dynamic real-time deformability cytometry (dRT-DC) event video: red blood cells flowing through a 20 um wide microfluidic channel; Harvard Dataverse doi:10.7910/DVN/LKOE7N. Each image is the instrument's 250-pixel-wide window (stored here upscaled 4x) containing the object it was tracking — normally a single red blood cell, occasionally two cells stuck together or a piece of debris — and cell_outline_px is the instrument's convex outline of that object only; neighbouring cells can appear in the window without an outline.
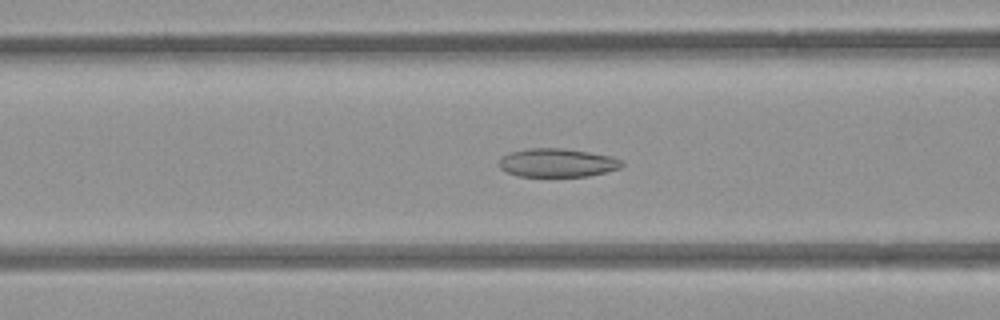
{"species": "common noctule bat (a hibernating species)", "species_latin": "Nyctalus noctula", "temperature_condition": "room temperature", "stored_images_in_passage": 52, "camera_frame_rate_fps": 3000, "um_per_image_px": 0.085, "animal": {"sex": "female", "body_mass_g": 21.9}, "frame": {"image": 1, "passage_image": 20, "time_ms": 6.333, "image_size_px": [1000, 320], "cell_outline_px": [[624, 164], [620, 168], [588, 176], [516, 176], [500, 168], [500, 156], [508, 152], [528, 148], [564, 148], [612, 156], [624, 160]], "centroid_in_image_um": [47.37, 13.82], "position_along_channel_um": 119.2, "area_um2": 20.52}}
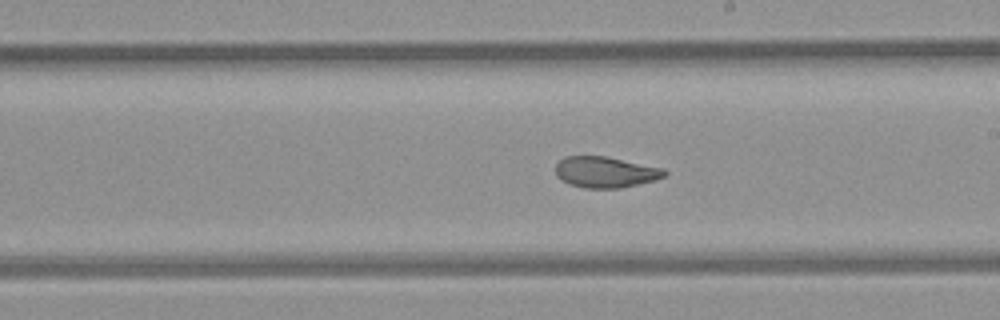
{"frame": {"image": 2, "passage_image": 29, "time_ms": 9.333, "image_size_px": [1000, 320], "cell_outline_px": [[668, 172], [664, 176], [652, 180], [620, 188], [584, 188], [568, 184], [560, 180], [556, 176], [556, 164], [564, 156], [608, 156], [664, 168]], "centroid_in_image_um": [51.43, 14.62], "position_along_channel_um": 237.6, "area_um2": 19.77}}
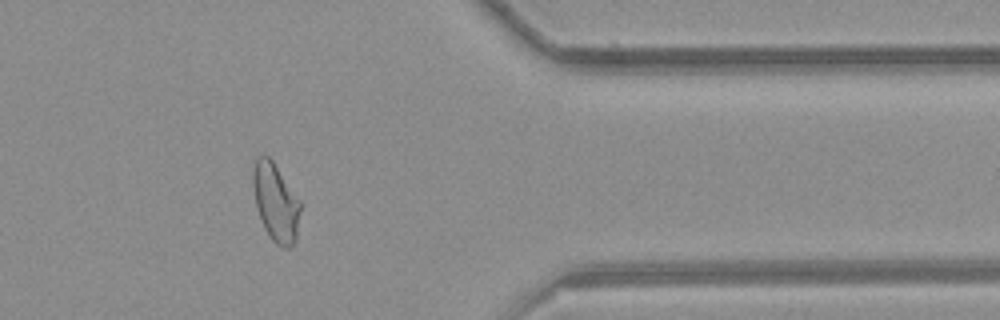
{"frame": {"image": 3, "passage_image": 42, "time_ms": 13.667, "image_size_px": [1000, 320], "cell_outline_px": [[300, 212], [296, 240], [288, 248], [284, 248], [276, 244], [268, 236], [264, 228], [256, 208], [252, 184], [252, 168], [256, 156], [268, 156], [272, 160], [300, 200]], "centroid_in_image_um": [23.41, 17.19], "position_along_channel_um": 388.0, "area_um2": 21.68}, "authors_computed_cell_mechanics": {"area_um2": 22.0507, "velocity_mm_per_s": 3.9385, "shape_relaxation_time_tau1_ms": null, "shape_relaxation_time_tau2_ms": 1.5553, "deformation_change_tau1": null, "deformation_change_tau2": 0.07}}